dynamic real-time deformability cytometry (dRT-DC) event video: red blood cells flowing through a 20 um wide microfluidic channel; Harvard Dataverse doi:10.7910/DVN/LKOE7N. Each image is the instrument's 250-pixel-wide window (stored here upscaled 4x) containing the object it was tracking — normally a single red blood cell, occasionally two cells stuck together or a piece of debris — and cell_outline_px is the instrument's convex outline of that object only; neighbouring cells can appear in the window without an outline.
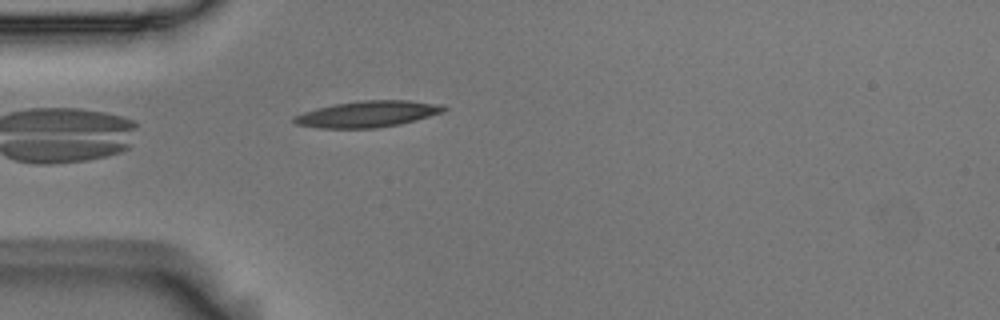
{"species": "Egyptian fruit bat (a non-hibernating species)", "species_latin": "Rousettus aegyptiacus", "temperature_condition": "room temperature", "stored_images_in_passage": 34, "camera_frame_rate_fps": 3000, "um_per_image_px": 0.085, "animal": {"sex": "male"}, "frame": {"image": 1, "passage_image": 1, "time_ms": 0.0, "image_size_px": [1000, 320], "cell_outline_px": [[448, 108], [444, 112], [400, 124], [376, 128], [316, 128], [296, 124], [292, 120], [296, 116], [304, 112], [316, 108], [336, 104], [360, 100], [408, 100], [440, 104]], "centroid_in_image_um": [31.26, 9.69], "position_along_channel_um": 53.7, "area_um2": 22.83}}
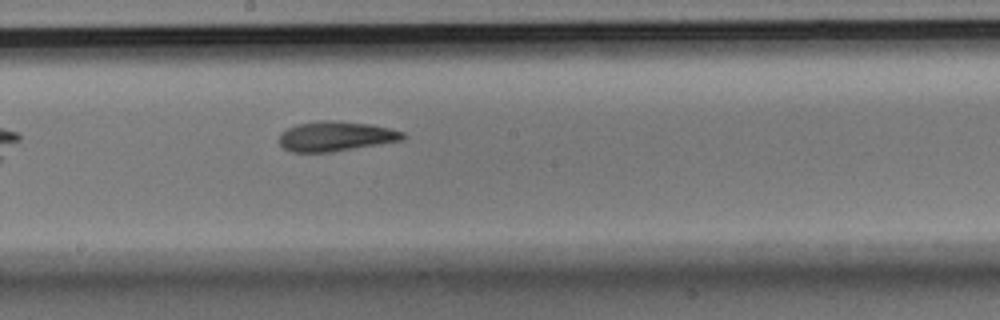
{"frame": {"image": 2, "passage_image": 15, "time_ms": 4.667, "image_size_px": [1000, 320], "cell_outline_px": [[408, 136], [404, 140], [332, 152], [292, 152], [284, 148], [280, 144], [280, 132], [288, 128], [300, 124], [320, 120], [340, 120], [372, 124], [404, 132]], "centroid_in_image_um": [28.58, 11.58], "position_along_channel_um": 219.6, "area_um2": 21.68}}
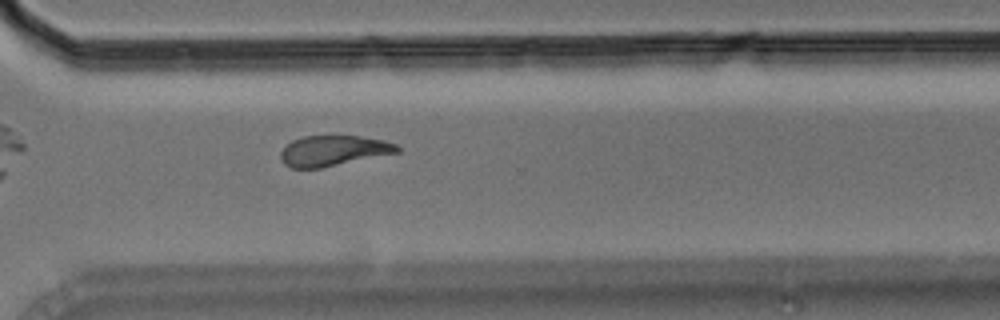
{"frame": {"image": 3, "passage_image": 25, "time_ms": 8.0, "image_size_px": [1000, 320], "cell_outline_px": [[400, 152], [320, 168], [292, 168], [284, 164], [280, 160], [280, 152], [292, 140], [304, 136], [360, 136], [384, 140], [396, 144], [400, 148]], "centroid_in_image_um": [28.33, 12.81], "position_along_channel_um": 342.3, "area_um2": 20.63}, "authors_computed_cell_mechanics": {"area_um2": 21.2704, "velocity_mm_per_s": 3.6812, "shape_relaxation_time_tau1_ms": 4.1441, "shape_relaxation_time_tau2_ms": 2.1327, "deformation_change_tau1": 0.1605, "deformation_change_tau2": 0.105}}